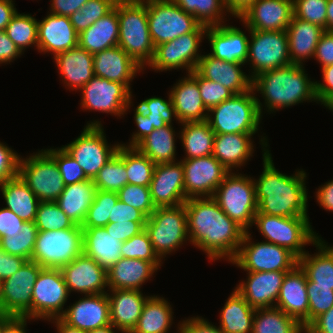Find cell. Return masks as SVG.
<instances>
[{"mask_svg":"<svg viewBox=\"0 0 333 333\" xmlns=\"http://www.w3.org/2000/svg\"><path fill=\"white\" fill-rule=\"evenodd\" d=\"M198 87L201 93L203 104L207 110L230 99L234 94L218 82L203 78L198 73Z\"/></svg>","mask_w":333,"mask_h":333,"instance_id":"60","label":"cell"},{"mask_svg":"<svg viewBox=\"0 0 333 333\" xmlns=\"http://www.w3.org/2000/svg\"><path fill=\"white\" fill-rule=\"evenodd\" d=\"M184 168L185 198L213 197L229 171L213 156L180 159Z\"/></svg>","mask_w":333,"mask_h":333,"instance_id":"19","label":"cell"},{"mask_svg":"<svg viewBox=\"0 0 333 333\" xmlns=\"http://www.w3.org/2000/svg\"><path fill=\"white\" fill-rule=\"evenodd\" d=\"M44 150L55 160L65 186L89 180L81 166L63 147Z\"/></svg>","mask_w":333,"mask_h":333,"instance_id":"55","label":"cell"},{"mask_svg":"<svg viewBox=\"0 0 333 333\" xmlns=\"http://www.w3.org/2000/svg\"><path fill=\"white\" fill-rule=\"evenodd\" d=\"M176 134L173 125L154 129L151 134L146 136L136 148L151 161L157 164L176 162Z\"/></svg>","mask_w":333,"mask_h":333,"instance_id":"43","label":"cell"},{"mask_svg":"<svg viewBox=\"0 0 333 333\" xmlns=\"http://www.w3.org/2000/svg\"><path fill=\"white\" fill-rule=\"evenodd\" d=\"M293 15V0H257L238 19L250 30L286 31Z\"/></svg>","mask_w":333,"mask_h":333,"instance_id":"22","label":"cell"},{"mask_svg":"<svg viewBox=\"0 0 333 333\" xmlns=\"http://www.w3.org/2000/svg\"><path fill=\"white\" fill-rule=\"evenodd\" d=\"M213 198L223 212L245 231L253 226L257 200L253 177L229 172L217 187Z\"/></svg>","mask_w":333,"mask_h":333,"instance_id":"7","label":"cell"},{"mask_svg":"<svg viewBox=\"0 0 333 333\" xmlns=\"http://www.w3.org/2000/svg\"><path fill=\"white\" fill-rule=\"evenodd\" d=\"M119 200L141 211L147 218L154 212L150 189L146 186L126 184L118 192Z\"/></svg>","mask_w":333,"mask_h":333,"instance_id":"58","label":"cell"},{"mask_svg":"<svg viewBox=\"0 0 333 333\" xmlns=\"http://www.w3.org/2000/svg\"><path fill=\"white\" fill-rule=\"evenodd\" d=\"M169 94L179 124L207 120L208 110L201 98L196 70L186 73V77L178 80Z\"/></svg>","mask_w":333,"mask_h":333,"instance_id":"27","label":"cell"},{"mask_svg":"<svg viewBox=\"0 0 333 333\" xmlns=\"http://www.w3.org/2000/svg\"><path fill=\"white\" fill-rule=\"evenodd\" d=\"M119 21L117 10L113 8L104 17H101L88 29L81 32L78 45L91 54L118 45Z\"/></svg>","mask_w":333,"mask_h":333,"instance_id":"37","label":"cell"},{"mask_svg":"<svg viewBox=\"0 0 333 333\" xmlns=\"http://www.w3.org/2000/svg\"><path fill=\"white\" fill-rule=\"evenodd\" d=\"M206 29L207 26L200 24L193 32L159 44L155 47L153 60L148 67L157 72L185 69L186 73H191L202 57L199 47Z\"/></svg>","mask_w":333,"mask_h":333,"instance_id":"14","label":"cell"},{"mask_svg":"<svg viewBox=\"0 0 333 333\" xmlns=\"http://www.w3.org/2000/svg\"><path fill=\"white\" fill-rule=\"evenodd\" d=\"M42 267L26 261L12 276L0 282V315L31 321L32 290Z\"/></svg>","mask_w":333,"mask_h":333,"instance_id":"17","label":"cell"},{"mask_svg":"<svg viewBox=\"0 0 333 333\" xmlns=\"http://www.w3.org/2000/svg\"><path fill=\"white\" fill-rule=\"evenodd\" d=\"M252 88L260 93L264 105L257 97L259 111L269 113L291 107L299 103L316 102L315 80L311 81L305 67L290 64L284 67L263 71L253 78Z\"/></svg>","mask_w":333,"mask_h":333,"instance_id":"3","label":"cell"},{"mask_svg":"<svg viewBox=\"0 0 333 333\" xmlns=\"http://www.w3.org/2000/svg\"><path fill=\"white\" fill-rule=\"evenodd\" d=\"M323 83L315 81V94L321 105L333 94V65L321 68Z\"/></svg>","mask_w":333,"mask_h":333,"instance_id":"68","label":"cell"},{"mask_svg":"<svg viewBox=\"0 0 333 333\" xmlns=\"http://www.w3.org/2000/svg\"><path fill=\"white\" fill-rule=\"evenodd\" d=\"M230 263L247 272H289L298 265V257L285 247L263 240L254 242L250 231H245L239 251Z\"/></svg>","mask_w":333,"mask_h":333,"instance_id":"11","label":"cell"},{"mask_svg":"<svg viewBox=\"0 0 333 333\" xmlns=\"http://www.w3.org/2000/svg\"><path fill=\"white\" fill-rule=\"evenodd\" d=\"M26 261L23 257L6 253L0 247V282L12 276Z\"/></svg>","mask_w":333,"mask_h":333,"instance_id":"67","label":"cell"},{"mask_svg":"<svg viewBox=\"0 0 333 333\" xmlns=\"http://www.w3.org/2000/svg\"><path fill=\"white\" fill-rule=\"evenodd\" d=\"M96 190L91 179L66 185L55 202L73 223L82 226Z\"/></svg>","mask_w":333,"mask_h":333,"instance_id":"38","label":"cell"},{"mask_svg":"<svg viewBox=\"0 0 333 333\" xmlns=\"http://www.w3.org/2000/svg\"><path fill=\"white\" fill-rule=\"evenodd\" d=\"M244 64L227 62L209 53L202 55L195 70L206 79L220 83L234 95L252 89L253 79L241 69Z\"/></svg>","mask_w":333,"mask_h":333,"instance_id":"28","label":"cell"},{"mask_svg":"<svg viewBox=\"0 0 333 333\" xmlns=\"http://www.w3.org/2000/svg\"><path fill=\"white\" fill-rule=\"evenodd\" d=\"M246 273V280H242L235 287L238 293L254 309L275 307L287 272L262 271Z\"/></svg>","mask_w":333,"mask_h":333,"instance_id":"24","label":"cell"},{"mask_svg":"<svg viewBox=\"0 0 333 333\" xmlns=\"http://www.w3.org/2000/svg\"><path fill=\"white\" fill-rule=\"evenodd\" d=\"M162 263L122 257L107 270L108 289L141 290Z\"/></svg>","mask_w":333,"mask_h":333,"instance_id":"33","label":"cell"},{"mask_svg":"<svg viewBox=\"0 0 333 333\" xmlns=\"http://www.w3.org/2000/svg\"><path fill=\"white\" fill-rule=\"evenodd\" d=\"M313 246L317 253L308 251L298 258V265L305 272L307 281L314 282V286L332 287L333 289V246L330 247L320 237Z\"/></svg>","mask_w":333,"mask_h":333,"instance_id":"40","label":"cell"},{"mask_svg":"<svg viewBox=\"0 0 333 333\" xmlns=\"http://www.w3.org/2000/svg\"><path fill=\"white\" fill-rule=\"evenodd\" d=\"M168 95V100L154 96L146 98L138 104V107L144 111L154 129L162 128L167 124L173 125V117L178 121L172 99L170 94Z\"/></svg>","mask_w":333,"mask_h":333,"instance_id":"53","label":"cell"},{"mask_svg":"<svg viewBox=\"0 0 333 333\" xmlns=\"http://www.w3.org/2000/svg\"><path fill=\"white\" fill-rule=\"evenodd\" d=\"M252 333H305L295 318L277 307L255 309Z\"/></svg>","mask_w":333,"mask_h":333,"instance_id":"45","label":"cell"},{"mask_svg":"<svg viewBox=\"0 0 333 333\" xmlns=\"http://www.w3.org/2000/svg\"><path fill=\"white\" fill-rule=\"evenodd\" d=\"M327 31H333V0L327 3Z\"/></svg>","mask_w":333,"mask_h":333,"instance_id":"78","label":"cell"},{"mask_svg":"<svg viewBox=\"0 0 333 333\" xmlns=\"http://www.w3.org/2000/svg\"><path fill=\"white\" fill-rule=\"evenodd\" d=\"M49 321H52L51 323H54V326H56V329L58 330L57 333H87V331L69 326L61 318H53L48 320V322Z\"/></svg>","mask_w":333,"mask_h":333,"instance_id":"77","label":"cell"},{"mask_svg":"<svg viewBox=\"0 0 333 333\" xmlns=\"http://www.w3.org/2000/svg\"><path fill=\"white\" fill-rule=\"evenodd\" d=\"M95 76L120 82L131 91L137 73L144 71L121 47L114 46L93 54Z\"/></svg>","mask_w":333,"mask_h":333,"instance_id":"30","label":"cell"},{"mask_svg":"<svg viewBox=\"0 0 333 333\" xmlns=\"http://www.w3.org/2000/svg\"><path fill=\"white\" fill-rule=\"evenodd\" d=\"M275 307L308 326L307 277L299 265L286 273Z\"/></svg>","mask_w":333,"mask_h":333,"instance_id":"29","label":"cell"},{"mask_svg":"<svg viewBox=\"0 0 333 333\" xmlns=\"http://www.w3.org/2000/svg\"><path fill=\"white\" fill-rule=\"evenodd\" d=\"M83 253L107 270L122 258L123 243L108 233L105 227L82 228Z\"/></svg>","mask_w":333,"mask_h":333,"instance_id":"36","label":"cell"},{"mask_svg":"<svg viewBox=\"0 0 333 333\" xmlns=\"http://www.w3.org/2000/svg\"><path fill=\"white\" fill-rule=\"evenodd\" d=\"M13 0H0V31H5L17 9Z\"/></svg>","mask_w":333,"mask_h":333,"instance_id":"76","label":"cell"},{"mask_svg":"<svg viewBox=\"0 0 333 333\" xmlns=\"http://www.w3.org/2000/svg\"><path fill=\"white\" fill-rule=\"evenodd\" d=\"M24 221L11 210L0 208V238L8 235L9 232L22 227Z\"/></svg>","mask_w":333,"mask_h":333,"instance_id":"72","label":"cell"},{"mask_svg":"<svg viewBox=\"0 0 333 333\" xmlns=\"http://www.w3.org/2000/svg\"><path fill=\"white\" fill-rule=\"evenodd\" d=\"M38 228L35 222H24L22 227L0 238V247L11 255L23 257L30 261L35 248Z\"/></svg>","mask_w":333,"mask_h":333,"instance_id":"48","label":"cell"},{"mask_svg":"<svg viewBox=\"0 0 333 333\" xmlns=\"http://www.w3.org/2000/svg\"><path fill=\"white\" fill-rule=\"evenodd\" d=\"M262 115L253 88L208 110L207 122L215 134H256Z\"/></svg>","mask_w":333,"mask_h":333,"instance_id":"5","label":"cell"},{"mask_svg":"<svg viewBox=\"0 0 333 333\" xmlns=\"http://www.w3.org/2000/svg\"><path fill=\"white\" fill-rule=\"evenodd\" d=\"M54 61L61 74L65 87L72 91H79L94 76L93 54L79 45L67 51L60 52Z\"/></svg>","mask_w":333,"mask_h":333,"instance_id":"32","label":"cell"},{"mask_svg":"<svg viewBox=\"0 0 333 333\" xmlns=\"http://www.w3.org/2000/svg\"><path fill=\"white\" fill-rule=\"evenodd\" d=\"M103 128L101 121H90L75 140L62 146L91 180L117 153L121 144H108Z\"/></svg>","mask_w":333,"mask_h":333,"instance_id":"10","label":"cell"},{"mask_svg":"<svg viewBox=\"0 0 333 333\" xmlns=\"http://www.w3.org/2000/svg\"><path fill=\"white\" fill-rule=\"evenodd\" d=\"M148 27L154 47L193 32L200 23L171 0H147Z\"/></svg>","mask_w":333,"mask_h":333,"instance_id":"13","label":"cell"},{"mask_svg":"<svg viewBox=\"0 0 333 333\" xmlns=\"http://www.w3.org/2000/svg\"><path fill=\"white\" fill-rule=\"evenodd\" d=\"M18 175L40 202H55L65 187L55 160L44 149L21 156Z\"/></svg>","mask_w":333,"mask_h":333,"instance_id":"12","label":"cell"},{"mask_svg":"<svg viewBox=\"0 0 333 333\" xmlns=\"http://www.w3.org/2000/svg\"><path fill=\"white\" fill-rule=\"evenodd\" d=\"M249 35L229 24L207 27L205 38L211 46V56L227 62L247 63Z\"/></svg>","mask_w":333,"mask_h":333,"instance_id":"25","label":"cell"},{"mask_svg":"<svg viewBox=\"0 0 333 333\" xmlns=\"http://www.w3.org/2000/svg\"><path fill=\"white\" fill-rule=\"evenodd\" d=\"M107 291L111 324L124 333H130L136 326L149 296L143 295L141 290L108 289Z\"/></svg>","mask_w":333,"mask_h":333,"instance_id":"31","label":"cell"},{"mask_svg":"<svg viewBox=\"0 0 333 333\" xmlns=\"http://www.w3.org/2000/svg\"><path fill=\"white\" fill-rule=\"evenodd\" d=\"M307 295L309 325L316 317L333 306V289L332 287L314 286V282L307 281Z\"/></svg>","mask_w":333,"mask_h":333,"instance_id":"59","label":"cell"},{"mask_svg":"<svg viewBox=\"0 0 333 333\" xmlns=\"http://www.w3.org/2000/svg\"><path fill=\"white\" fill-rule=\"evenodd\" d=\"M69 296L61 270L42 268L32 290L31 320L60 318Z\"/></svg>","mask_w":333,"mask_h":333,"instance_id":"16","label":"cell"},{"mask_svg":"<svg viewBox=\"0 0 333 333\" xmlns=\"http://www.w3.org/2000/svg\"><path fill=\"white\" fill-rule=\"evenodd\" d=\"M83 254V229L38 231L31 261L42 268L61 269Z\"/></svg>","mask_w":333,"mask_h":333,"instance_id":"9","label":"cell"},{"mask_svg":"<svg viewBox=\"0 0 333 333\" xmlns=\"http://www.w3.org/2000/svg\"><path fill=\"white\" fill-rule=\"evenodd\" d=\"M305 333H333V306L316 317L305 328Z\"/></svg>","mask_w":333,"mask_h":333,"instance_id":"71","label":"cell"},{"mask_svg":"<svg viewBox=\"0 0 333 333\" xmlns=\"http://www.w3.org/2000/svg\"><path fill=\"white\" fill-rule=\"evenodd\" d=\"M60 270L70 294L71 292L84 295L107 293V269L84 253Z\"/></svg>","mask_w":333,"mask_h":333,"instance_id":"20","label":"cell"},{"mask_svg":"<svg viewBox=\"0 0 333 333\" xmlns=\"http://www.w3.org/2000/svg\"><path fill=\"white\" fill-rule=\"evenodd\" d=\"M5 208L14 212L24 222H34L39 199L18 175L0 183Z\"/></svg>","mask_w":333,"mask_h":333,"instance_id":"39","label":"cell"},{"mask_svg":"<svg viewBox=\"0 0 333 333\" xmlns=\"http://www.w3.org/2000/svg\"><path fill=\"white\" fill-rule=\"evenodd\" d=\"M123 258L141 259L148 262H163L154 252L148 232L144 229L138 235L123 242L121 248Z\"/></svg>","mask_w":333,"mask_h":333,"instance_id":"56","label":"cell"},{"mask_svg":"<svg viewBox=\"0 0 333 333\" xmlns=\"http://www.w3.org/2000/svg\"><path fill=\"white\" fill-rule=\"evenodd\" d=\"M34 222L38 231L63 230L75 225L56 202H39Z\"/></svg>","mask_w":333,"mask_h":333,"instance_id":"54","label":"cell"},{"mask_svg":"<svg viewBox=\"0 0 333 333\" xmlns=\"http://www.w3.org/2000/svg\"><path fill=\"white\" fill-rule=\"evenodd\" d=\"M60 317L69 326L91 331L111 324L107 293L84 295Z\"/></svg>","mask_w":333,"mask_h":333,"instance_id":"23","label":"cell"},{"mask_svg":"<svg viewBox=\"0 0 333 333\" xmlns=\"http://www.w3.org/2000/svg\"><path fill=\"white\" fill-rule=\"evenodd\" d=\"M117 331H120L121 333H124L123 331L115 328L112 324H109L107 326L97 328L95 330L88 331L87 333H116Z\"/></svg>","mask_w":333,"mask_h":333,"instance_id":"79","label":"cell"},{"mask_svg":"<svg viewBox=\"0 0 333 333\" xmlns=\"http://www.w3.org/2000/svg\"><path fill=\"white\" fill-rule=\"evenodd\" d=\"M313 58L321 64V68L333 65V31L322 34Z\"/></svg>","mask_w":333,"mask_h":333,"instance_id":"66","label":"cell"},{"mask_svg":"<svg viewBox=\"0 0 333 333\" xmlns=\"http://www.w3.org/2000/svg\"><path fill=\"white\" fill-rule=\"evenodd\" d=\"M264 241L282 246L298 258L307 251L305 246L314 244L321 236L314 232L309 217H280L256 213L253 221Z\"/></svg>","mask_w":333,"mask_h":333,"instance_id":"6","label":"cell"},{"mask_svg":"<svg viewBox=\"0 0 333 333\" xmlns=\"http://www.w3.org/2000/svg\"><path fill=\"white\" fill-rule=\"evenodd\" d=\"M79 34L75 31L69 17L51 14L38 20L37 51L53 57L78 45Z\"/></svg>","mask_w":333,"mask_h":333,"instance_id":"26","label":"cell"},{"mask_svg":"<svg viewBox=\"0 0 333 333\" xmlns=\"http://www.w3.org/2000/svg\"><path fill=\"white\" fill-rule=\"evenodd\" d=\"M5 33L21 53L32 46L37 49L38 21L31 14L17 13L5 28Z\"/></svg>","mask_w":333,"mask_h":333,"instance_id":"49","label":"cell"},{"mask_svg":"<svg viewBox=\"0 0 333 333\" xmlns=\"http://www.w3.org/2000/svg\"><path fill=\"white\" fill-rule=\"evenodd\" d=\"M204 26H219L228 20L224 0H171Z\"/></svg>","mask_w":333,"mask_h":333,"instance_id":"46","label":"cell"},{"mask_svg":"<svg viewBox=\"0 0 333 333\" xmlns=\"http://www.w3.org/2000/svg\"><path fill=\"white\" fill-rule=\"evenodd\" d=\"M254 312L234 288L220 312L219 328L224 333H252Z\"/></svg>","mask_w":333,"mask_h":333,"instance_id":"42","label":"cell"},{"mask_svg":"<svg viewBox=\"0 0 333 333\" xmlns=\"http://www.w3.org/2000/svg\"><path fill=\"white\" fill-rule=\"evenodd\" d=\"M22 53L14 44V42L7 36L5 31H0V64H10Z\"/></svg>","mask_w":333,"mask_h":333,"instance_id":"69","label":"cell"},{"mask_svg":"<svg viewBox=\"0 0 333 333\" xmlns=\"http://www.w3.org/2000/svg\"><path fill=\"white\" fill-rule=\"evenodd\" d=\"M93 183L96 189L117 193L128 184L125 168V146H119L117 153L94 177Z\"/></svg>","mask_w":333,"mask_h":333,"instance_id":"47","label":"cell"},{"mask_svg":"<svg viewBox=\"0 0 333 333\" xmlns=\"http://www.w3.org/2000/svg\"><path fill=\"white\" fill-rule=\"evenodd\" d=\"M323 105L333 112V94L323 103Z\"/></svg>","mask_w":333,"mask_h":333,"instance_id":"80","label":"cell"},{"mask_svg":"<svg viewBox=\"0 0 333 333\" xmlns=\"http://www.w3.org/2000/svg\"><path fill=\"white\" fill-rule=\"evenodd\" d=\"M147 217L138 209L133 208L130 205L123 203L118 199L117 203L113 207L109 223H119V222H146Z\"/></svg>","mask_w":333,"mask_h":333,"instance_id":"62","label":"cell"},{"mask_svg":"<svg viewBox=\"0 0 333 333\" xmlns=\"http://www.w3.org/2000/svg\"><path fill=\"white\" fill-rule=\"evenodd\" d=\"M117 0H88L86 4L78 11H75L70 17V22L75 31L80 34L88 29L101 17L108 14Z\"/></svg>","mask_w":333,"mask_h":333,"instance_id":"52","label":"cell"},{"mask_svg":"<svg viewBox=\"0 0 333 333\" xmlns=\"http://www.w3.org/2000/svg\"><path fill=\"white\" fill-rule=\"evenodd\" d=\"M146 222H119L108 223L105 229L108 233H111L120 242L127 241L135 235H138L145 229Z\"/></svg>","mask_w":333,"mask_h":333,"instance_id":"63","label":"cell"},{"mask_svg":"<svg viewBox=\"0 0 333 333\" xmlns=\"http://www.w3.org/2000/svg\"><path fill=\"white\" fill-rule=\"evenodd\" d=\"M79 91L83 110L108 113L122 118L133 106L132 91L120 82L94 76ZM128 109V110H127Z\"/></svg>","mask_w":333,"mask_h":333,"instance_id":"18","label":"cell"},{"mask_svg":"<svg viewBox=\"0 0 333 333\" xmlns=\"http://www.w3.org/2000/svg\"><path fill=\"white\" fill-rule=\"evenodd\" d=\"M134 109V122L138 130H136V132H134L131 136V139L128 142L129 144H120L126 147H136L146 136L151 134L154 130V127L151 126V122L144 113V111L138 106H136V108Z\"/></svg>","mask_w":333,"mask_h":333,"instance_id":"65","label":"cell"},{"mask_svg":"<svg viewBox=\"0 0 333 333\" xmlns=\"http://www.w3.org/2000/svg\"><path fill=\"white\" fill-rule=\"evenodd\" d=\"M114 8L119 21L118 46L146 70L155 53L149 33L146 1L117 0Z\"/></svg>","mask_w":333,"mask_h":333,"instance_id":"4","label":"cell"},{"mask_svg":"<svg viewBox=\"0 0 333 333\" xmlns=\"http://www.w3.org/2000/svg\"><path fill=\"white\" fill-rule=\"evenodd\" d=\"M247 62L252 79L263 71L290 65L286 31L250 30Z\"/></svg>","mask_w":333,"mask_h":333,"instance_id":"15","label":"cell"},{"mask_svg":"<svg viewBox=\"0 0 333 333\" xmlns=\"http://www.w3.org/2000/svg\"><path fill=\"white\" fill-rule=\"evenodd\" d=\"M184 205L190 244L205 252L210 261L231 262L245 230L223 212L213 197L187 199Z\"/></svg>","mask_w":333,"mask_h":333,"instance_id":"1","label":"cell"},{"mask_svg":"<svg viewBox=\"0 0 333 333\" xmlns=\"http://www.w3.org/2000/svg\"><path fill=\"white\" fill-rule=\"evenodd\" d=\"M255 134H215L212 155L229 171L244 166L253 157ZM238 167V168H237Z\"/></svg>","mask_w":333,"mask_h":333,"instance_id":"34","label":"cell"},{"mask_svg":"<svg viewBox=\"0 0 333 333\" xmlns=\"http://www.w3.org/2000/svg\"><path fill=\"white\" fill-rule=\"evenodd\" d=\"M257 0H224L226 10L230 17L239 18L243 15ZM232 15V16H231Z\"/></svg>","mask_w":333,"mask_h":333,"instance_id":"75","label":"cell"},{"mask_svg":"<svg viewBox=\"0 0 333 333\" xmlns=\"http://www.w3.org/2000/svg\"><path fill=\"white\" fill-rule=\"evenodd\" d=\"M28 320L23 317L3 315V333H26Z\"/></svg>","mask_w":333,"mask_h":333,"instance_id":"74","label":"cell"},{"mask_svg":"<svg viewBox=\"0 0 333 333\" xmlns=\"http://www.w3.org/2000/svg\"><path fill=\"white\" fill-rule=\"evenodd\" d=\"M172 310L170 302L164 297L150 295L136 326L130 333H168L174 320Z\"/></svg>","mask_w":333,"mask_h":333,"instance_id":"41","label":"cell"},{"mask_svg":"<svg viewBox=\"0 0 333 333\" xmlns=\"http://www.w3.org/2000/svg\"><path fill=\"white\" fill-rule=\"evenodd\" d=\"M328 0H293L294 16L327 31Z\"/></svg>","mask_w":333,"mask_h":333,"instance_id":"57","label":"cell"},{"mask_svg":"<svg viewBox=\"0 0 333 333\" xmlns=\"http://www.w3.org/2000/svg\"><path fill=\"white\" fill-rule=\"evenodd\" d=\"M177 326L179 333H224L218 326L201 316L185 318Z\"/></svg>","mask_w":333,"mask_h":333,"instance_id":"64","label":"cell"},{"mask_svg":"<svg viewBox=\"0 0 333 333\" xmlns=\"http://www.w3.org/2000/svg\"><path fill=\"white\" fill-rule=\"evenodd\" d=\"M155 207L177 206L186 202L184 168L180 161L155 165L149 185Z\"/></svg>","mask_w":333,"mask_h":333,"instance_id":"21","label":"cell"},{"mask_svg":"<svg viewBox=\"0 0 333 333\" xmlns=\"http://www.w3.org/2000/svg\"><path fill=\"white\" fill-rule=\"evenodd\" d=\"M88 0H50L51 14L70 17L75 11L80 10Z\"/></svg>","mask_w":333,"mask_h":333,"instance_id":"70","label":"cell"},{"mask_svg":"<svg viewBox=\"0 0 333 333\" xmlns=\"http://www.w3.org/2000/svg\"><path fill=\"white\" fill-rule=\"evenodd\" d=\"M325 29L296 18L294 15L286 29L291 64L304 66L305 60L314 57L316 46Z\"/></svg>","mask_w":333,"mask_h":333,"instance_id":"35","label":"cell"},{"mask_svg":"<svg viewBox=\"0 0 333 333\" xmlns=\"http://www.w3.org/2000/svg\"><path fill=\"white\" fill-rule=\"evenodd\" d=\"M20 155L0 142V183L18 176Z\"/></svg>","mask_w":333,"mask_h":333,"instance_id":"61","label":"cell"},{"mask_svg":"<svg viewBox=\"0 0 333 333\" xmlns=\"http://www.w3.org/2000/svg\"><path fill=\"white\" fill-rule=\"evenodd\" d=\"M181 126L179 139L185 151L183 159L212 155L215 132L207 121L184 122Z\"/></svg>","mask_w":333,"mask_h":333,"instance_id":"44","label":"cell"},{"mask_svg":"<svg viewBox=\"0 0 333 333\" xmlns=\"http://www.w3.org/2000/svg\"><path fill=\"white\" fill-rule=\"evenodd\" d=\"M119 199L117 192L97 189L93 204L88 209L82 228L105 227L109 223L111 211Z\"/></svg>","mask_w":333,"mask_h":333,"instance_id":"51","label":"cell"},{"mask_svg":"<svg viewBox=\"0 0 333 333\" xmlns=\"http://www.w3.org/2000/svg\"><path fill=\"white\" fill-rule=\"evenodd\" d=\"M266 136H261L263 172L254 179L257 213L280 217H309L306 172L293 175L278 171L274 165Z\"/></svg>","mask_w":333,"mask_h":333,"instance_id":"2","label":"cell"},{"mask_svg":"<svg viewBox=\"0 0 333 333\" xmlns=\"http://www.w3.org/2000/svg\"><path fill=\"white\" fill-rule=\"evenodd\" d=\"M155 165L136 147L125 146V168L129 184L149 187Z\"/></svg>","mask_w":333,"mask_h":333,"instance_id":"50","label":"cell"},{"mask_svg":"<svg viewBox=\"0 0 333 333\" xmlns=\"http://www.w3.org/2000/svg\"><path fill=\"white\" fill-rule=\"evenodd\" d=\"M145 230L154 252L163 260L184 243L190 242L185 205L156 207L146 220Z\"/></svg>","mask_w":333,"mask_h":333,"instance_id":"8","label":"cell"},{"mask_svg":"<svg viewBox=\"0 0 333 333\" xmlns=\"http://www.w3.org/2000/svg\"><path fill=\"white\" fill-rule=\"evenodd\" d=\"M315 193L319 206L326 211L333 212V179L321 185Z\"/></svg>","mask_w":333,"mask_h":333,"instance_id":"73","label":"cell"}]
</instances>
